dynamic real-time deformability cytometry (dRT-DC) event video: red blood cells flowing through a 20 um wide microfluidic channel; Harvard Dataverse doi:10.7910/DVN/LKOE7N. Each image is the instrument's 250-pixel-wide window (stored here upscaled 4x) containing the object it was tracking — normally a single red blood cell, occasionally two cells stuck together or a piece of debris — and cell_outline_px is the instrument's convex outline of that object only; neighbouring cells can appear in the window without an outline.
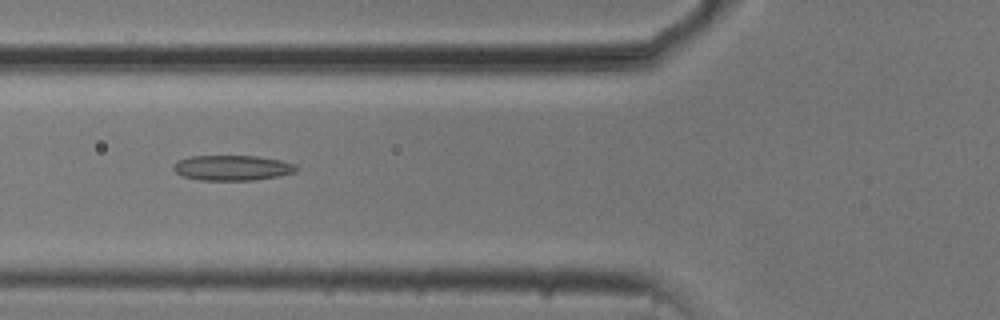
{"species": "common noctule bat (a hibernating species)", "species_latin": "Nyctalus noctula", "temperature_condition": "cold", "stored_images_in_passage": 34, "camera_frame_rate_fps": 3000, "um_per_image_px": 0.085, "animal": {"sex": "male", "body_mass_g": 20.5, "forearm_length_mm": 52.5}, "frame": {"image": 1, "passage_image": 4, "time_ms": 1.0, "image_size_px": [1000, 320], "cell_outline_px": [[300, 168], [296, 172], [280, 176], [252, 180], [200, 180], [184, 176], [176, 172], [172, 168], [172, 164], [176, 160], [188, 156], [256, 156], [280, 160], [296, 164]], "centroid_in_image_um": [19.75, 14.26], "position_along_channel_um": 106.1, "area_um2": 18.26}}
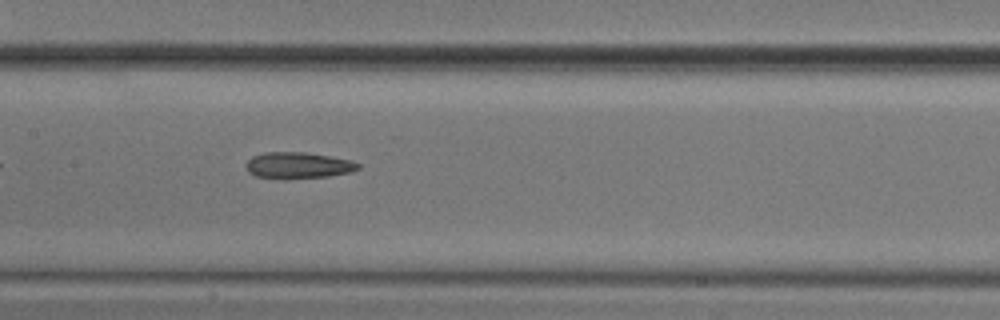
{"frame": {"image": 2, "passage_image": 10, "time_ms": 3.0, "image_size_px": [1000, 320], "cell_outline_px": [[360, 168], [352, 172], [328, 176], [256, 176], [248, 172], [244, 164], [252, 156], [264, 152], [304, 152], [352, 160], [360, 164]], "centroid_in_image_um": [25.36, 14.0], "position_along_channel_um": 182.0, "area_um2": 16.47}}
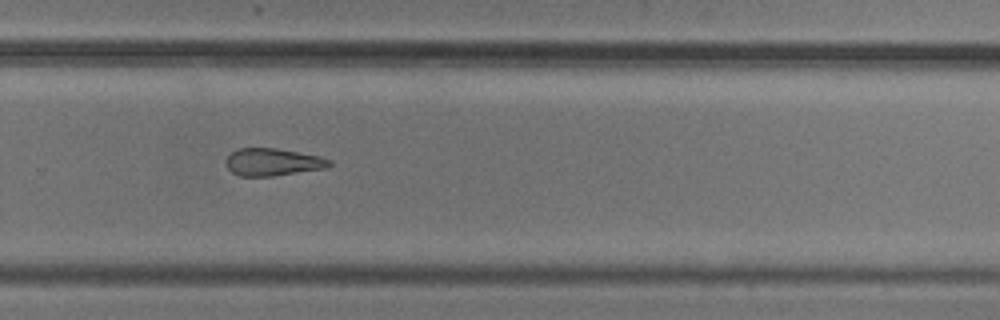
{"frame": {"image": 3, "passage_image": 20, "time_ms": 6.333, "image_size_px": [1000, 320], "cell_outline_px": [[332, 164], [328, 168], [272, 176], [240, 176], [232, 172], [228, 168], [224, 160], [236, 148], [276, 148], [320, 156], [332, 160]], "centroid_in_image_um": [23.2, 13.77], "position_along_channel_um": 306.6, "area_um2": 16.65}}